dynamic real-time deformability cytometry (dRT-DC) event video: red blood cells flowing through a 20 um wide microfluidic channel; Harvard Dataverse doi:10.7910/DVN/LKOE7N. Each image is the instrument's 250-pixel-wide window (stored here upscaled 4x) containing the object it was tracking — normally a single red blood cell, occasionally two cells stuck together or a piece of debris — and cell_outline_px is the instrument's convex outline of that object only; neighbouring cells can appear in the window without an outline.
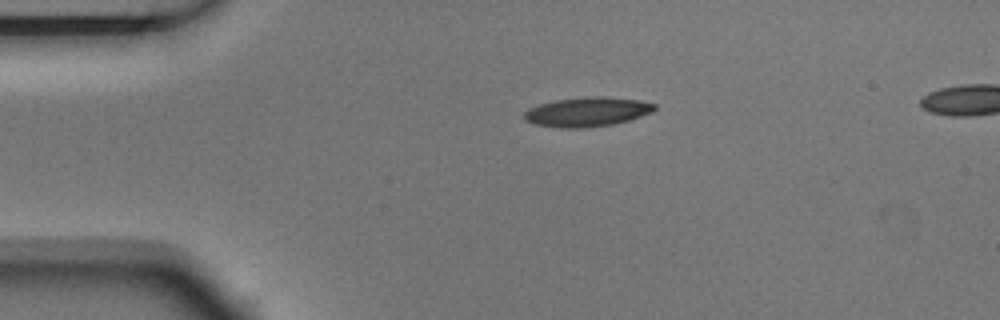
{"species": "Egyptian fruit bat (a non-hibernating species)", "species_latin": "Rousettus aegyptiacus", "temperature_condition": "room temperature", "stored_images_in_passage": 3, "camera_frame_rate_fps": 3000, "um_per_image_px": 0.085, "animal": {"sex": "male"}, "frame": {"image": 1, "passage_image": 1, "time_ms": 0.0, "image_size_px": [1000, 320], "cell_outline_px": [[656, 108], [652, 112], [628, 120], [612, 124], [580, 128], [564, 128], [536, 124], [524, 120], [524, 112], [528, 108], [540, 104], [556, 100], [592, 96], [604, 96], [640, 100], [656, 104]], "centroid_in_image_um": [49.91, 9.5], "position_along_channel_um": 35.1, "area_um2": 22.14}}